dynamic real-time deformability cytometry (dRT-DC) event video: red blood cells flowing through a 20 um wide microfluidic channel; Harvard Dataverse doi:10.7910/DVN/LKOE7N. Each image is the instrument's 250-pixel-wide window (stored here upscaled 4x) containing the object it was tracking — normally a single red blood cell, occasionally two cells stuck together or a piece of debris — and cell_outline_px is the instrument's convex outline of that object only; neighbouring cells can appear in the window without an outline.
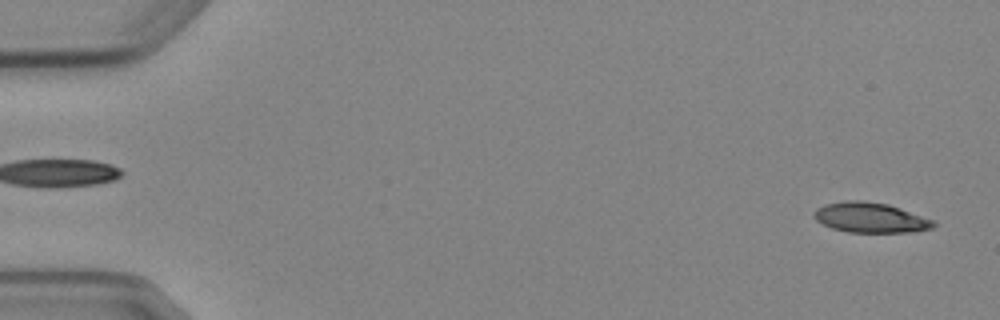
{"species": "Egyptian fruit bat (a non-hibernating species)", "species_latin": "Rousettus aegyptiacus", "temperature_condition": "cold", "stored_images_in_passage": 5, "camera_frame_rate_fps": 3000, "um_per_image_px": 0.085, "animal": {"sex": "female"}, "frame": {"image": 1, "passage_image": 5, "time_ms": 5.667, "image_size_px": [1000, 320], "cell_outline_px": [[936, 224], [932, 228], [912, 232], [848, 232], [832, 228], [816, 220], [812, 216], [816, 208], [824, 204], [844, 200], [860, 200], [888, 204], [936, 220]], "centroid_in_image_um": [73.99, 18.49], "position_along_channel_um": 11.0, "area_um2": 21.1}}